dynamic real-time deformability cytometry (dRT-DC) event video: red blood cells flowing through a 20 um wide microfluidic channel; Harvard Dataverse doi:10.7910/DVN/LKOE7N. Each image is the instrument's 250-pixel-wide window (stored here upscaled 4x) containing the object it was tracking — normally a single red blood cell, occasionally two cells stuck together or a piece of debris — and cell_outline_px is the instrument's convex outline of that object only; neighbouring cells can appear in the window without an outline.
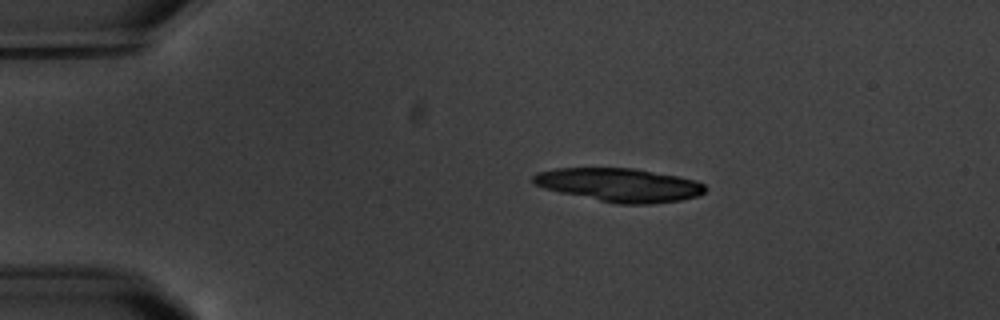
{"species": "common noctule bat (a hibernating species)", "species_latin": "Nyctalus noctula", "temperature_condition": "warm", "stored_images_in_passage": 5, "camera_frame_rate_fps": 3000, "um_per_image_px": 0.085, "animal": {"sex": "male", "body_mass_g": 20.1, "forearm_length_mm": 53.5}, "frame": {"image": 1, "passage_image": 2, "time_ms": 2.0, "image_size_px": [1000, 320], "cell_outline_px": [[708, 188], [704, 192], [696, 196], [680, 200], [652, 204], [616, 204], [560, 192], [544, 188], [532, 184], [532, 176], [536, 172], [556, 168], [632, 168], [676, 176], [696, 180], [704, 184]], "centroid_in_image_um": [52.62, 15.72], "position_along_channel_um": 32.4, "area_um2": 33.58}}